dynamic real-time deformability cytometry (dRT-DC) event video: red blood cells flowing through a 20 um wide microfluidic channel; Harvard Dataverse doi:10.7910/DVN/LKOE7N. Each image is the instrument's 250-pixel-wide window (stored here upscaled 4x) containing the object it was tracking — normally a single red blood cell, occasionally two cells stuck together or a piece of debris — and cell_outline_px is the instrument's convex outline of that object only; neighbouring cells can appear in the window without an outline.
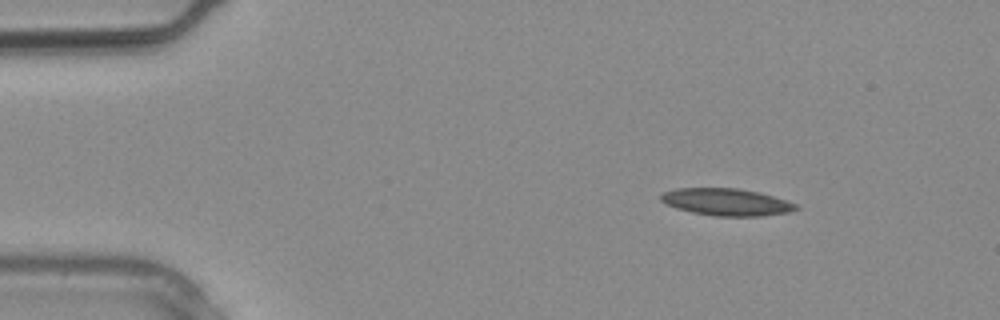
{"species": "common noctule bat (a hibernating species)", "species_latin": "Nyctalus noctula", "temperature_condition": "warm", "stored_images_in_passage": 4, "segment_of_instrument_passage": [2, 2], "camera_frame_rate_fps": 3000, "um_per_image_px": 0.085, "animal": {"sex": "male", "body_mass_g": 20.4}, "frame": {"image": 1, "passage_image": 4, "time_ms": 1.0, "image_size_px": [1000, 320], "cell_outline_px": [[800, 208], [788, 212], [764, 216], [716, 216], [692, 212], [676, 208], [660, 200], [660, 196], [664, 192], [676, 188], [736, 188], [760, 192], [796, 204]], "centroid_in_image_um": [61.75, 17.17], "position_along_channel_um": 23.3, "area_um2": 21.21}}